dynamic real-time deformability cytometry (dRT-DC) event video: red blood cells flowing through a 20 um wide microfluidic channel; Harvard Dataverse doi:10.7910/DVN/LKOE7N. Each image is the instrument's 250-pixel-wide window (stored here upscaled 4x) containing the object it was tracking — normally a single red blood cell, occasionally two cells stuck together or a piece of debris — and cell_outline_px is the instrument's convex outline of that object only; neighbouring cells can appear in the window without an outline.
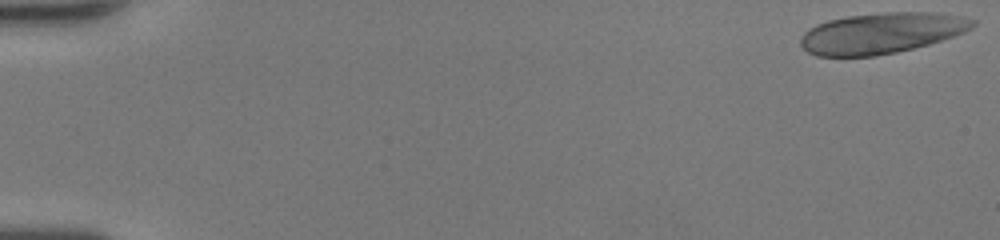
{"species": "human", "species_latin": "Homo sapiens", "temperature_condition": "room temperature", "stored_images_in_passage": 49, "camera_frame_rate_fps": 3000, "um_per_image_px": 0.085, "donor": {"sex": "female"}, "frame": {"image": 1, "passage_image": 1, "time_ms": 0.0, "image_size_px": [1000, 240], "cell_outline_px": [[976, 24], [964, 32], [928, 44], [896, 52], [876, 56], [816, 56], [808, 52], [800, 44], [800, 36], [808, 28], [816, 24], [828, 20], [848, 16], [884, 12], [928, 12], [960, 16], [976, 20]], "centroid_in_image_um": [74.87, 2.81], "position_along_channel_um": 10.1, "area_um2": 40.75}}
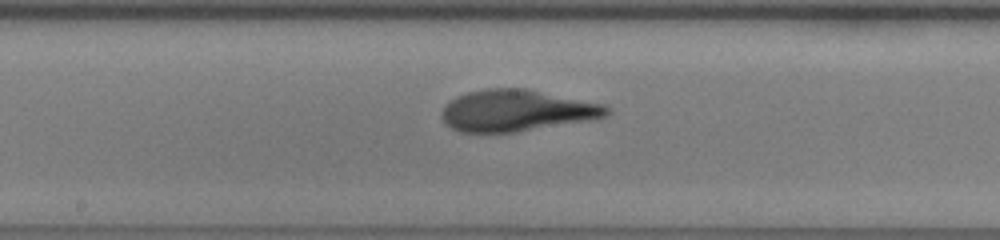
{"frame": {"image": 2, "passage_image": 27, "time_ms": 8.667, "image_size_px": [1000, 240], "cell_outline_px": [[612, 112], [608, 116], [588, 120], [516, 132], [460, 132], [444, 124], [440, 116], [444, 108], [452, 100], [468, 92], [488, 88], [524, 88], [604, 104], [612, 108]], "centroid_in_image_um": [43.94, 9.4], "position_along_channel_um": 204.3, "area_um2": 39.71}}
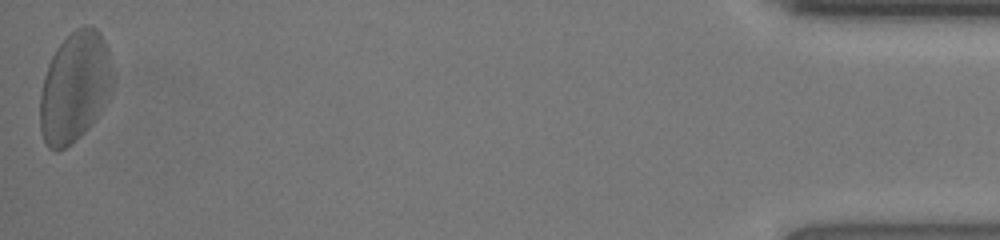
{"frame": {"image": 3, "passage_image": 49, "time_ms": 16.0, "image_size_px": [1000, 240], "cell_outline_px": [[112, 88], [96, 116], [88, 128], [80, 136], [64, 148], [48, 148], [44, 140], [40, 128], [40, 96], [44, 76], [48, 64], [56, 48], [76, 28], [84, 24], [88, 24], [96, 28], [100, 32], [108, 48]], "centroid_in_image_um": [6.33, 7.36], "position_along_channel_um": 428.9, "area_um2": 45.95}, "authors_computed_cell_mechanics": {"area_um2": 39.9398, "velocity_mm_per_s": 4.2209, "shape_relaxation_time_tau1_ms": 4.0524, "shape_relaxation_time_tau2_ms": 1.0786, "deformation_change_tau1": 0.2194, "deformation_change_tau2": 0.0981}}